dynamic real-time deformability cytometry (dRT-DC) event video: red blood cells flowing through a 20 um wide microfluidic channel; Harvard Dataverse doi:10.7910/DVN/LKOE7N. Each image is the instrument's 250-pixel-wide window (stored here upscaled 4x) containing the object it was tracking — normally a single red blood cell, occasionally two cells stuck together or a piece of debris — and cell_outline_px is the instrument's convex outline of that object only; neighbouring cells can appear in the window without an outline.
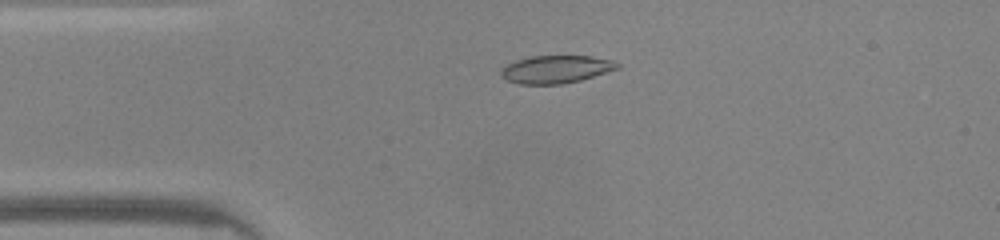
{"species": "common noctule bat (a hibernating species)", "species_latin": "Nyctalus noctula", "temperature_condition": "warm", "stored_images_in_passage": 40, "camera_frame_rate_fps": 3000, "um_per_image_px": 0.085, "animal": {"sex": "male", "body_mass_g": 20.0, "forearm_length_mm": 53.3}, "frame": {"image": 1, "passage_image": 3, "time_ms": 0.667, "image_size_px": [1000, 240], "cell_outline_px": [[620, 68], [608, 72], [580, 80], [560, 84], [520, 84], [508, 80], [500, 76], [500, 72], [508, 64], [516, 60], [532, 56], [592, 56], [612, 60], [620, 64]], "centroid_in_image_um": [47.29, 5.89], "position_along_channel_um": 37.7, "area_um2": 18.73}}
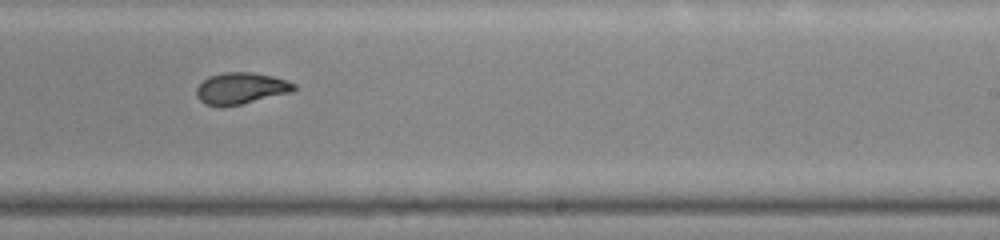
{"frame": {"image": 2, "passage_image": 21, "time_ms": 6.667, "image_size_px": [1000, 240], "cell_outline_px": [[296, 88], [292, 92], [240, 104], [204, 104], [196, 96], [196, 88], [208, 76], [224, 72], [252, 72], [272, 76], [296, 84]], "centroid_in_image_um": [20.48, 7.48], "position_along_channel_um": 268.5, "area_um2": 17.46}}
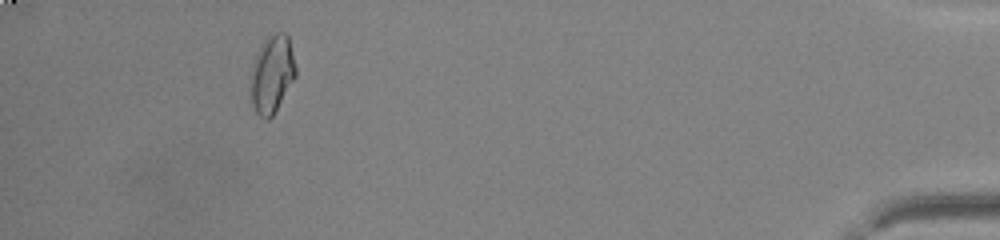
{"frame": {"image": 3, "passage_image": 36, "time_ms": 11.667, "image_size_px": [1000, 240], "cell_outline_px": [[296, 76], [272, 116], [268, 120], [264, 120], [256, 112], [252, 104], [252, 68], [260, 44], [276, 32], [284, 32], [288, 36], [296, 68]], "centroid_in_image_um": [23.14, 6.3], "position_along_channel_um": 412.1, "area_um2": 19.88}, "authors_computed_cell_mechanics": {"area_um2": 18.4093, "velocity_mm_per_s": 4.246, "shape_relaxation_time_tau1_ms": null, "shape_relaxation_time_tau2_ms": 0.7423, "deformation_change_tau1": null, "deformation_change_tau2": 0.0472}}